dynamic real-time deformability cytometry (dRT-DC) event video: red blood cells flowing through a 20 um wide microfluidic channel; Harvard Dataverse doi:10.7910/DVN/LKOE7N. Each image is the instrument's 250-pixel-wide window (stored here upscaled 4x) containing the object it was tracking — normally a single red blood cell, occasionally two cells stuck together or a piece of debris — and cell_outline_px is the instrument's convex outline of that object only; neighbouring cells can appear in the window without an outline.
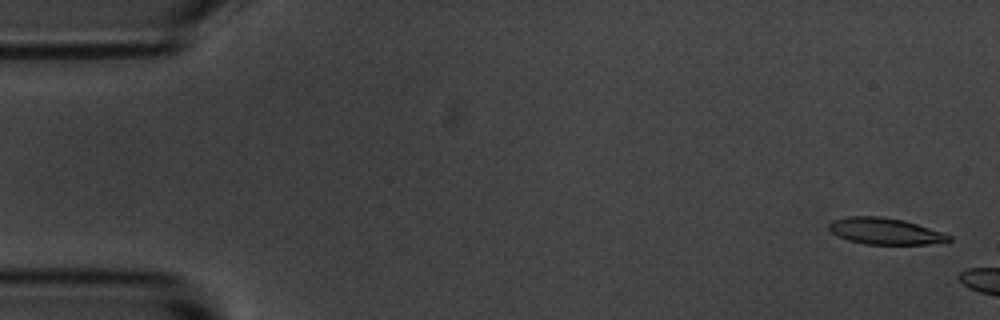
{"species": "common noctule bat (a hibernating species)", "species_latin": "Nyctalus noctula", "temperature_condition": "room temperature", "stored_images_in_passage": 7, "camera_frame_rate_fps": 3000, "um_per_image_px": 0.085, "animal": {"sex": "male", "body_mass_g": 20.1, "forearm_length_mm": 53.5}, "frame": {"image": 1, "passage_image": 2, "time_ms": 0.333, "image_size_px": [1000, 320], "cell_outline_px": [[952, 240], [928, 244], [864, 244], [848, 240], [832, 232], [828, 228], [828, 224], [832, 220], [848, 216], [880, 216], [904, 220], [944, 232], [952, 236]], "centroid_in_image_um": [75.24, 19.64], "position_along_channel_um": 9.8, "area_um2": 18.5}}